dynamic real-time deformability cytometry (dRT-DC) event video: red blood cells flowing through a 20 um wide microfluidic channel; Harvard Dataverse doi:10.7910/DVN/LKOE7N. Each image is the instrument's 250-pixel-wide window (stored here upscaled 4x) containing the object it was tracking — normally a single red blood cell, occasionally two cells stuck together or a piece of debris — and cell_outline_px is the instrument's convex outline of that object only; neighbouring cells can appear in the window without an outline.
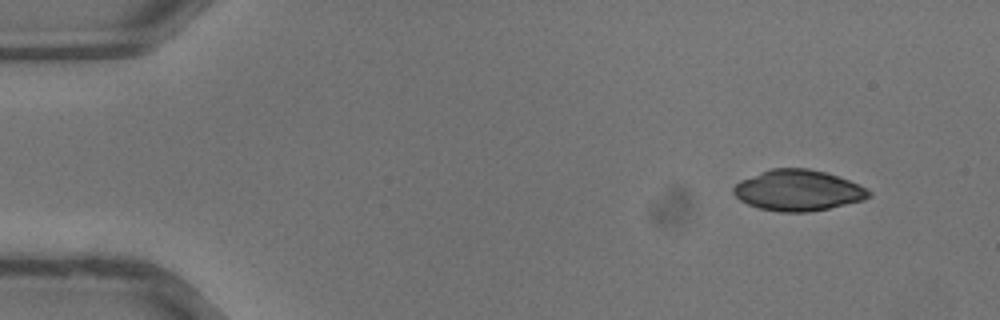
{"species": "common noctule bat (a hibernating species)", "species_latin": "Nyctalus noctula", "temperature_condition": "warm", "stored_images_in_passage": 11, "camera_frame_rate_fps": 3000, "um_per_image_px": 0.085, "animal": {"sex": "male", "body_mass_g": 13.3}, "frame": {"image": 1, "passage_image": 1, "time_ms": 0.0, "image_size_px": [1000, 320], "cell_outline_px": [[872, 196], [864, 200], [828, 208], [808, 212], [780, 212], [760, 208], [748, 204], [740, 200], [732, 192], [732, 188], [740, 180], [760, 172], [772, 168], [808, 168], [824, 172], [848, 180], [872, 192]], "centroid_in_image_um": [67.81, 16.18], "position_along_channel_um": 17.2, "area_um2": 32.02}}
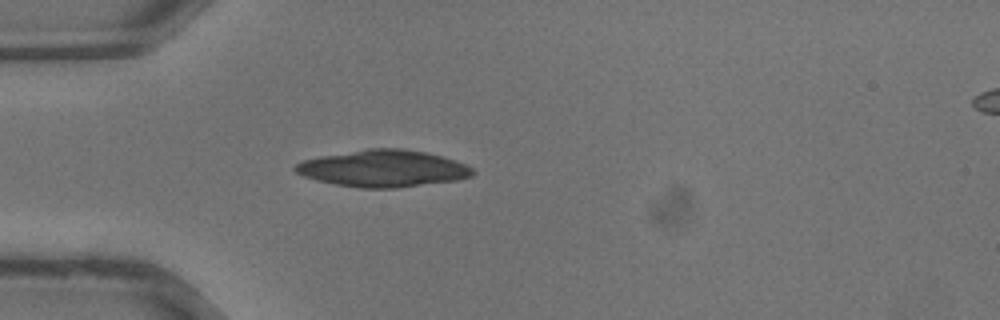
{"frame": {"image": 2, "passage_image": 8, "time_ms": 2.333, "image_size_px": [1000, 320], "cell_outline_px": [[476, 172], [472, 176], [456, 180], [396, 188], [360, 188], [336, 184], [316, 180], [304, 176], [296, 172], [292, 168], [300, 160], [320, 156], [368, 148], [404, 148], [424, 152], [456, 160], [472, 168]], "centroid_in_image_um": [32.54, 14.32], "position_along_channel_um": 52.5, "area_um2": 38.09}}